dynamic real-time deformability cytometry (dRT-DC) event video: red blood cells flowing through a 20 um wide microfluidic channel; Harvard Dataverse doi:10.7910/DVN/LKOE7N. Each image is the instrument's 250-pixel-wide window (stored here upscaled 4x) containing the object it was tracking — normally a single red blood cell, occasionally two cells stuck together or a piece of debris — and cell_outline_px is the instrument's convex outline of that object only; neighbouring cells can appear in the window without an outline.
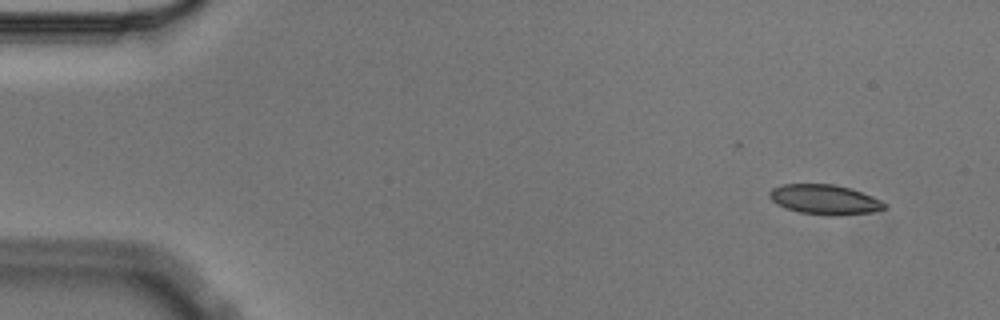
{"species": "Egyptian fruit bat (a non-hibernating species)", "species_latin": "Rousettus aegyptiacus", "temperature_condition": "cold", "stored_images_in_passage": 6, "camera_frame_rate_fps": 3000, "um_per_image_px": 0.085, "animal": {"sex": "male"}, "frame": {"image": 1, "passage_image": 2, "time_ms": 0.333, "image_size_px": [1000, 320], "cell_outline_px": [[888, 204], [884, 208], [872, 212], [836, 216], [800, 212], [784, 208], [776, 204], [768, 196], [768, 192], [772, 188], [784, 184], [832, 184], [852, 188], [872, 196]], "centroid_in_image_um": [70.08, 16.95], "position_along_channel_um": 14.9, "area_um2": 20.06}}
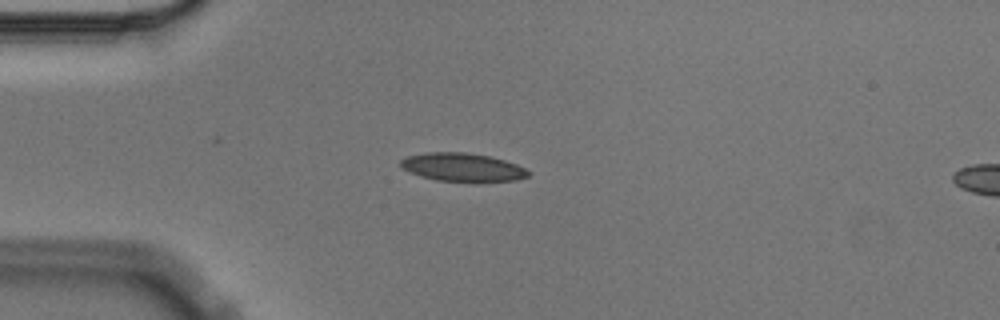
{"frame": {"image": 2, "passage_image": 5, "time_ms": 1.333, "image_size_px": [1000, 320], "cell_outline_px": [[532, 172], [528, 176], [516, 180], [436, 180], [420, 176], [400, 168], [400, 160], [408, 156], [424, 152], [464, 152], [488, 156], [504, 160], [516, 164]], "centroid_in_image_um": [39.26, 14.19], "position_along_channel_um": 45.7, "area_um2": 20.63}}